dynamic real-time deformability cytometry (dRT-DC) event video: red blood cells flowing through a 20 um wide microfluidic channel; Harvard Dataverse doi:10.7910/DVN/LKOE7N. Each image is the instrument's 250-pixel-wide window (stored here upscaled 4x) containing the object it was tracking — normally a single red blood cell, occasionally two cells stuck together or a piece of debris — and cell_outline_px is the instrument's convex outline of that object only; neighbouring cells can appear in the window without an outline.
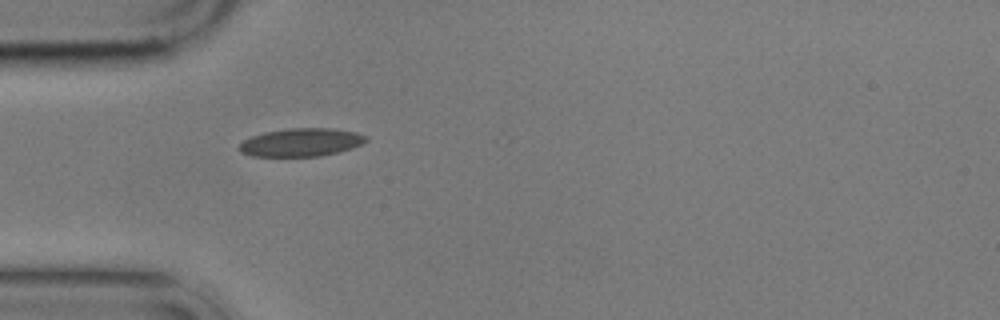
{"species": "common noctule bat (a hibernating species)", "species_latin": "Nyctalus noctula", "temperature_condition": "cold", "stored_images_in_passage": 1, "camera_frame_rate_fps": 3000, "um_per_image_px": 0.085, "animal": {"sex": "male", "body_mass_g": 17.9}, "frame": {"image": 1, "passage_image": 1, "time_ms": 0.0, "image_size_px": [1000, 320], "cell_outline_px": [[368, 140], [364, 144], [340, 152], [320, 156], [252, 156], [240, 152], [236, 148], [244, 140], [252, 136], [264, 132], [288, 128], [328, 128], [356, 132], [368, 136]], "centroid_in_image_um": [25.62, 12.1], "position_along_channel_um": 59.4, "area_um2": 20.98}}